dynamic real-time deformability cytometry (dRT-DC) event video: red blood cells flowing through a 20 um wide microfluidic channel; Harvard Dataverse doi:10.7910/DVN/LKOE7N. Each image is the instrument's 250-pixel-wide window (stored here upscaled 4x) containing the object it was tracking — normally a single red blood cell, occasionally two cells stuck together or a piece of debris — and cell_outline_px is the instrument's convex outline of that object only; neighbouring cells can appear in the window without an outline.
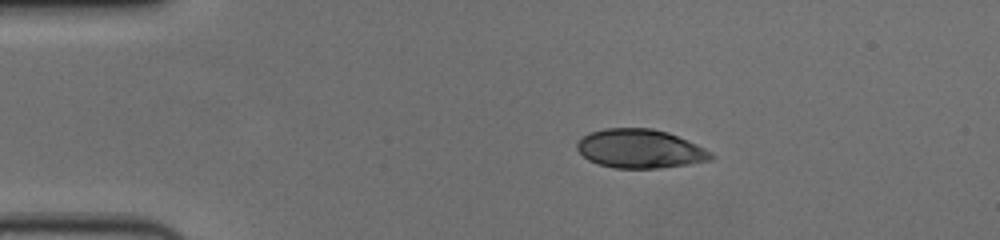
{"species": "human", "species_latin": "Homo sapiens", "temperature_condition": "cold", "stored_images_in_passage": 47, "camera_frame_rate_fps": 3000, "um_per_image_px": 0.085, "donor": {"sex": "female"}, "frame": {"image": 1, "passage_image": 1, "time_ms": 0.0, "image_size_px": [1000, 240], "cell_outline_px": [[716, 156], [712, 160], [688, 164], [660, 168], [612, 168], [588, 160], [576, 148], [576, 140], [588, 132], [604, 128], [652, 128], [668, 132], [696, 144], [712, 152]], "centroid_in_image_um": [54.39, 12.64], "position_along_channel_um": 30.6, "area_um2": 30.58}}
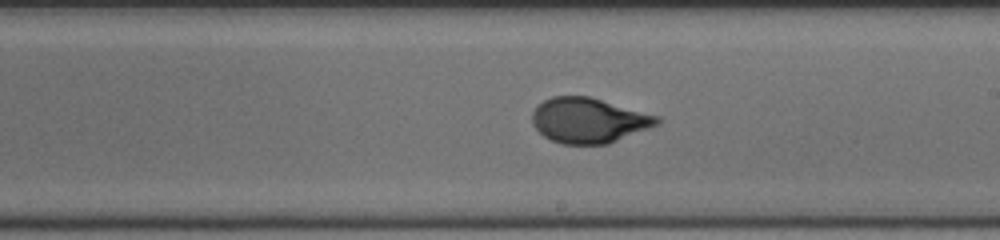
{"frame": {"image": 2, "passage_image": 23, "time_ms": 7.333, "image_size_px": [1000, 240], "cell_outline_px": [[660, 124], [608, 144], [560, 144], [544, 136], [532, 124], [532, 112], [544, 100], [552, 96], [588, 96], [660, 116]], "centroid_in_image_um": [50.05, 10.24], "position_along_channel_um": 238.9, "area_um2": 32.77}}
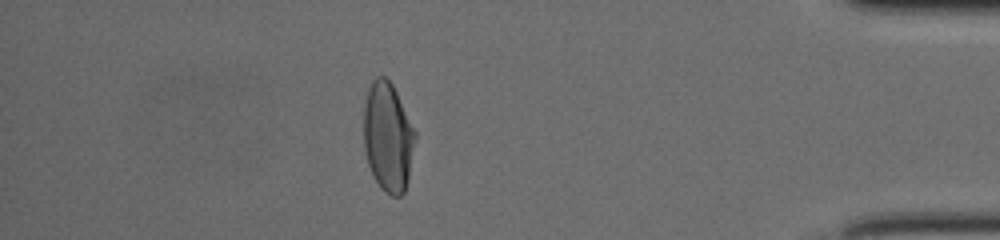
{"frame": {"image": 3, "passage_image": 40, "time_ms": 13.0, "image_size_px": [1000, 240], "cell_outline_px": [[416, 136], [408, 180], [404, 192], [400, 196], [392, 196], [384, 192], [380, 188], [372, 176], [368, 164], [364, 148], [364, 104], [368, 88], [372, 80], [376, 76], [384, 76], [392, 84], [416, 132]], "centroid_in_image_um": [32.96, 11.67], "position_along_channel_um": 402.2, "area_um2": 32.89}, "authors_computed_cell_mechanics": {"area_um2": 32.946, "velocity_mm_per_s": 3.6368, "shape_relaxation_time_tau1_ms": 5.9389, "shape_relaxation_time_tau2_ms": null, "deformation_change_tau1": 0.197, "deformation_change_tau2": null}}